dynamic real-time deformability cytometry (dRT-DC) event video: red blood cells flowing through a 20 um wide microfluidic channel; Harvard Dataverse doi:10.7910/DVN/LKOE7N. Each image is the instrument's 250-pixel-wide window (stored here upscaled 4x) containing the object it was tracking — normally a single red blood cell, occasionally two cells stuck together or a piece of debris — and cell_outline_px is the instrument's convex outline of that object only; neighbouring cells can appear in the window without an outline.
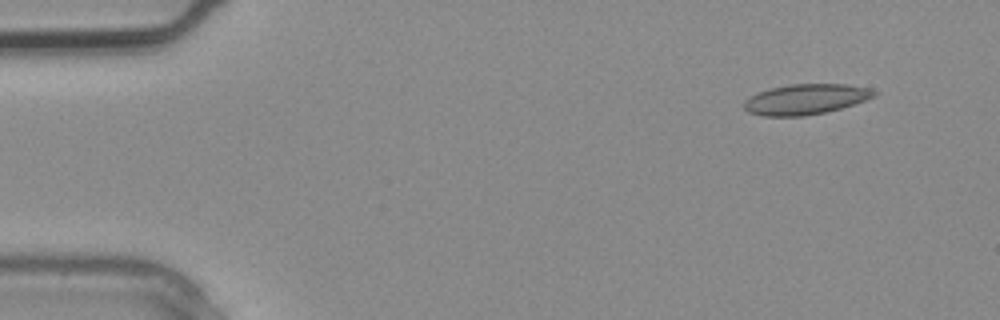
{"species": "common noctule bat (a hibernating species)", "species_latin": "Nyctalus noctula", "temperature_condition": "warm", "stored_images_in_passage": 2, "camera_frame_rate_fps": 3000, "um_per_image_px": 0.085, "animal": {"sex": "male", "body_mass_g": 20.4}, "frame": {"image": 1, "passage_image": 1, "time_ms": 0.0, "image_size_px": [1000, 320], "cell_outline_px": [[876, 96], [840, 108], [824, 112], [804, 116], [764, 116], [748, 112], [744, 108], [744, 100], [760, 92], [772, 88], [788, 84], [848, 84], [868, 88], [876, 92]], "centroid_in_image_um": [68.47, 8.43], "position_along_channel_um": 16.5, "area_um2": 22.72}}